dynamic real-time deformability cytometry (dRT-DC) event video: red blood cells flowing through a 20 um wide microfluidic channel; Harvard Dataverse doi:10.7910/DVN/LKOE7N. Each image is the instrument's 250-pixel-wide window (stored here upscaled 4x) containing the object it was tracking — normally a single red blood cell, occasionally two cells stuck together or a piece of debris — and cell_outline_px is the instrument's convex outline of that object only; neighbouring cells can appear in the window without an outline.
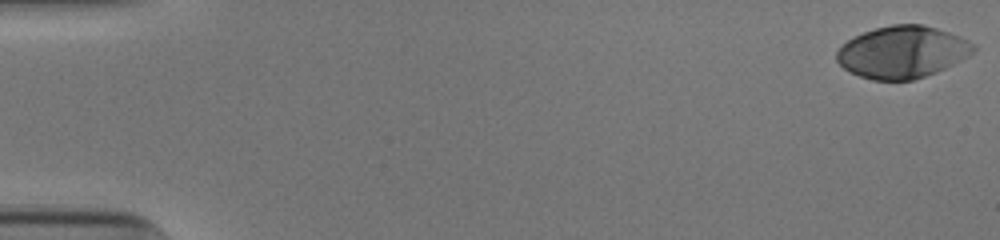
{"species": "human", "species_latin": "Homo sapiens", "temperature_condition": "cold", "stored_images_in_passage": 45, "camera_frame_rate_fps": 3000, "um_per_image_px": 0.085, "donor": {"sex": "male"}, "frame": {"image": 1, "passage_image": 1, "time_ms": 0.0, "image_size_px": [1000, 240], "cell_outline_px": [[976, 48], [968, 56], [936, 72], [912, 80], [872, 80], [860, 76], [844, 68], [836, 60], [836, 52], [852, 36], [876, 28], [892, 24], [920, 24], [936, 28], [960, 36], [968, 40]], "centroid_in_image_um": [76.68, 4.42], "position_along_channel_um": 8.3, "area_um2": 41.1}}
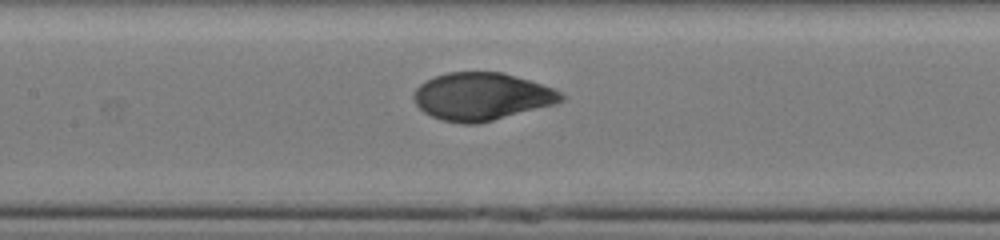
{"frame": {"image": 2, "passage_image": 26, "time_ms": 8.333, "image_size_px": [1000, 240], "cell_outline_px": [[564, 100], [556, 104], [476, 124], [464, 124], [440, 120], [424, 112], [416, 104], [412, 96], [412, 92], [420, 84], [436, 76], [448, 72], [504, 72], [552, 88], [560, 92], [564, 96]], "centroid_in_image_um": [40.92, 8.2], "position_along_channel_um": 166.5, "area_um2": 40.69}}
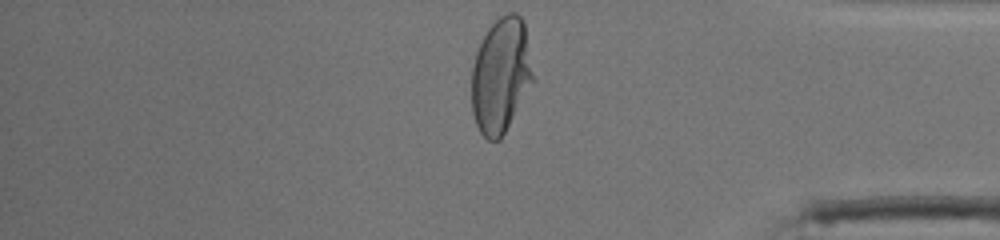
{"frame": {"image": 3, "passage_image": 45, "time_ms": 14.667, "image_size_px": [1000, 240], "cell_outline_px": [[536, 80], [500, 140], [488, 140], [480, 132], [476, 124], [472, 112], [472, 68], [476, 52], [488, 28], [500, 16], [508, 12], [516, 12], [524, 20]], "centroid_in_image_um": [42.62, 6.4], "position_along_channel_um": 392.6, "area_um2": 41.85}, "authors_computed_cell_mechanics": {"area_um2": 41.3848, "velocity_mm_per_s": 3.8947, "shape_relaxation_time_tau1_ms": 4.8574, "shape_relaxation_time_tau2_ms": null, "deformation_change_tau1": 0.2242, "deformation_change_tau2": null}}